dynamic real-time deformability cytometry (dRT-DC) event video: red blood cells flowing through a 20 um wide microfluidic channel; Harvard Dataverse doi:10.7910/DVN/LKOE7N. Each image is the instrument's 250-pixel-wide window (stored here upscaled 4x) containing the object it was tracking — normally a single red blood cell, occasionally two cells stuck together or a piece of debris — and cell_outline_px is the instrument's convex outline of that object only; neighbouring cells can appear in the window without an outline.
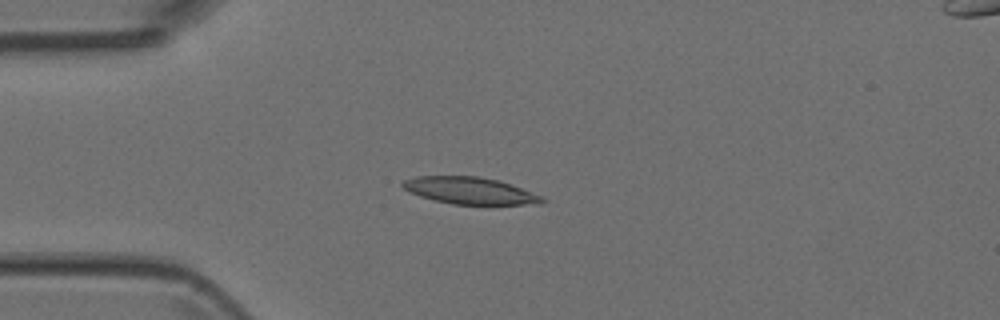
{"species": "Egyptian fruit bat (a non-hibernating species)", "species_latin": "Rousettus aegyptiacus", "temperature_condition": "room temperature", "stored_images_in_passage": 2, "camera_frame_rate_fps": 3000, "um_per_image_px": 0.085, "animal": {"sex": "female"}, "frame": {"image": 1, "passage_image": 2, "time_ms": 0.333, "image_size_px": [1000, 320], "cell_outline_px": [[548, 200], [544, 204], [452, 204], [420, 196], [404, 188], [400, 184], [404, 180], [416, 176], [480, 176], [496, 180], [520, 188], [540, 196]], "centroid_in_image_um": [39.94, 16.2], "position_along_channel_um": 45.1, "area_um2": 21.5}}